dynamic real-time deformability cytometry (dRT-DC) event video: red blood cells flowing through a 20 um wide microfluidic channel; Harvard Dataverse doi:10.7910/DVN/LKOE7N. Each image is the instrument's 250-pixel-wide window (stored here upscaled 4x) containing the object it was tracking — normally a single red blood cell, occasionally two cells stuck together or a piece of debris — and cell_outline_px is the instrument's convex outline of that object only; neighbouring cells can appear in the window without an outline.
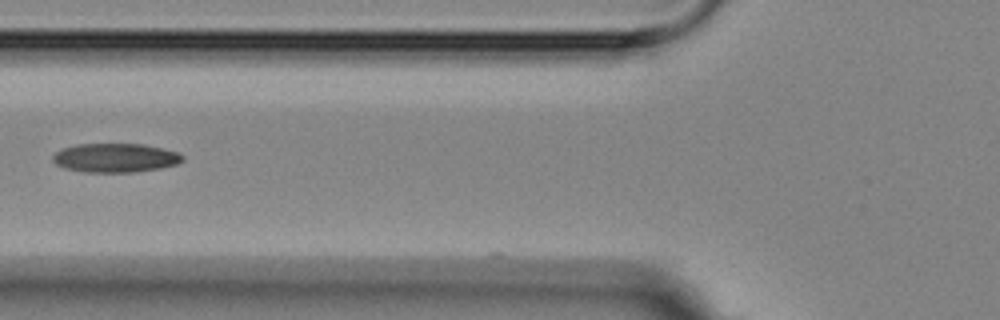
{"species": "Egyptian fruit bat (a non-hibernating species)", "species_latin": "Rousettus aegyptiacus", "temperature_condition": "room temperature", "stored_images_in_passage": 6, "camera_frame_rate_fps": 3000, "um_per_image_px": 0.085, "animal": {"sex": "female"}, "frame": {"image": 1, "passage_image": 2, "time_ms": 1.333, "image_size_px": [1000, 320], "cell_outline_px": [[184, 160], [176, 164], [160, 168], [136, 172], [84, 172], [64, 168], [56, 164], [52, 160], [52, 156], [56, 152], [64, 148], [76, 144], [144, 144], [180, 152], [184, 156]], "centroid_in_image_um": [9.82, 13.41], "position_along_channel_um": 116.0, "area_um2": 22.02}}
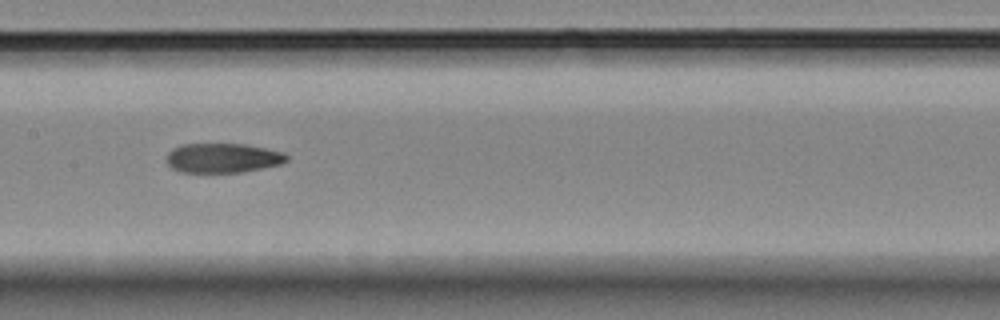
{"frame": {"image": 2, "passage_image": 4, "time_ms": 3.333, "image_size_px": [1000, 320], "cell_outline_px": [[288, 160], [280, 164], [240, 172], [180, 172], [172, 168], [168, 164], [168, 152], [172, 148], [180, 144], [244, 144], [284, 152], [288, 156]], "centroid_in_image_um": [18.92, 13.42], "position_along_channel_um": 188.5, "area_um2": 20.52}}
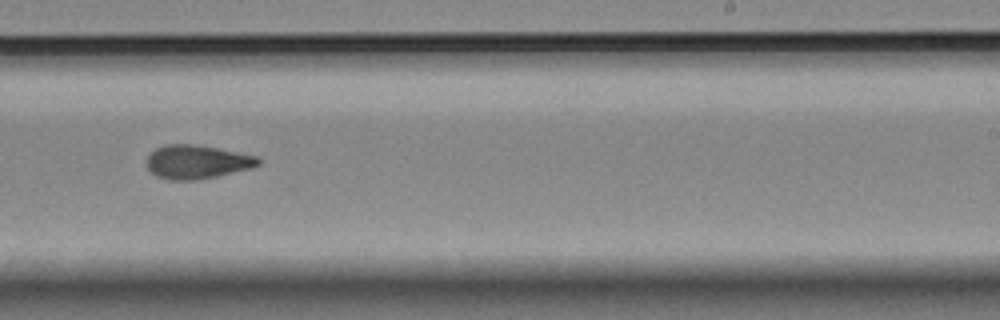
{"frame": {"image": 3, "passage_image": 6, "time_ms": 5.667, "image_size_px": [1000, 320], "cell_outline_px": [[260, 164], [248, 168], [216, 176], [192, 180], [168, 180], [156, 176], [148, 168], [148, 156], [156, 148], [164, 144], [196, 144], [256, 156], [260, 160]], "centroid_in_image_um": [16.7, 13.75], "position_along_channel_um": 272.3, "area_um2": 21.5}}